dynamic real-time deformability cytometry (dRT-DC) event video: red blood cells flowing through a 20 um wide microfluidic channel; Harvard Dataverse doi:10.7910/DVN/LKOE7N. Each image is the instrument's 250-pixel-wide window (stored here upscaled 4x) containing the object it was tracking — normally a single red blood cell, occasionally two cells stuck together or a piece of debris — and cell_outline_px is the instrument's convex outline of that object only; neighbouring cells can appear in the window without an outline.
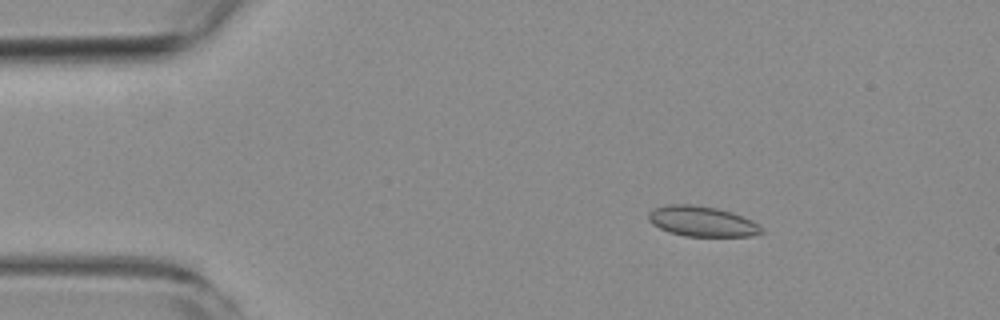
{"species": "common noctule bat (a hibernating species)", "species_latin": "Nyctalus noctula", "temperature_condition": "room temperature", "stored_images_in_passage": 4, "camera_frame_rate_fps": 3000, "um_per_image_px": 0.085, "animal": {"sex": "female", "body_mass_g": 19.3, "forearm_length_mm": 54.1}, "frame": {"image": 1, "passage_image": 2, "time_ms": 1.0, "image_size_px": [1000, 320], "cell_outline_px": [[764, 232], [752, 236], [684, 236], [668, 232], [652, 224], [648, 220], [648, 212], [652, 208], [664, 204], [692, 204], [716, 208], [732, 212], [752, 220]], "centroid_in_image_um": [59.61, 18.8], "position_along_channel_um": 25.4, "area_um2": 20.06}}